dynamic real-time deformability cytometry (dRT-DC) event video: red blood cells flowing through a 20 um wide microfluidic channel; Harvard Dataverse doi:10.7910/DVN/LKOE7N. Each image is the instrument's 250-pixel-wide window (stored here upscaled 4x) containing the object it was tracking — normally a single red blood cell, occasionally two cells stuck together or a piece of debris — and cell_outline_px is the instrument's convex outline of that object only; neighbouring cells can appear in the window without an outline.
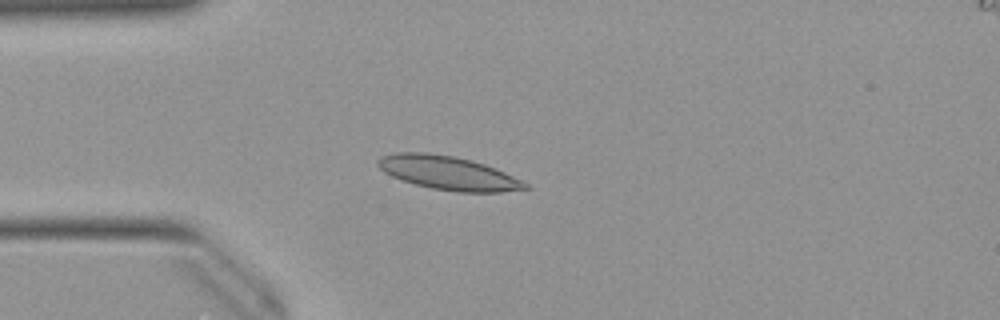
{"species": "Egyptian fruit bat (a non-hibernating species)", "species_latin": "Rousettus aegyptiacus", "temperature_condition": "warm", "stored_images_in_passage": 51, "camera_frame_rate_fps": 3000, "um_per_image_px": 0.085, "animal": {"sex": "female"}, "frame": {"image": 1, "passage_image": 13, "time_ms": 4.0, "image_size_px": [1000, 320], "cell_outline_px": [[532, 188], [500, 192], [456, 192], [432, 188], [416, 184], [392, 176], [384, 172], [376, 164], [376, 160], [380, 156], [396, 152], [424, 152], [456, 156], [472, 160], [484, 164], [504, 172], [528, 184]], "centroid_in_image_um": [38.08, 14.69], "position_along_channel_um": 46.9, "area_um2": 28.84}}
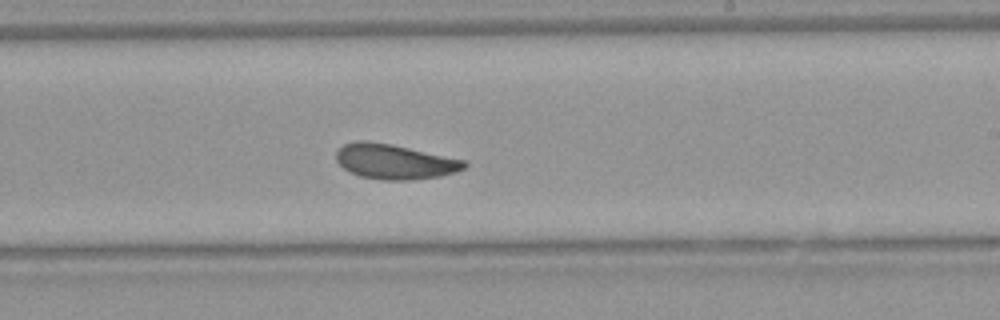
{"frame": {"image": 2, "passage_image": 30, "time_ms": 9.667, "image_size_px": [1000, 320], "cell_outline_px": [[468, 164], [464, 168], [456, 172], [440, 176], [412, 180], [384, 180], [360, 176], [348, 172], [336, 160], [336, 152], [344, 144], [356, 140], [368, 140], [392, 144], [464, 160]], "centroid_in_image_um": [33.52, 13.73], "position_along_channel_um": 255.5, "area_um2": 26.13}}
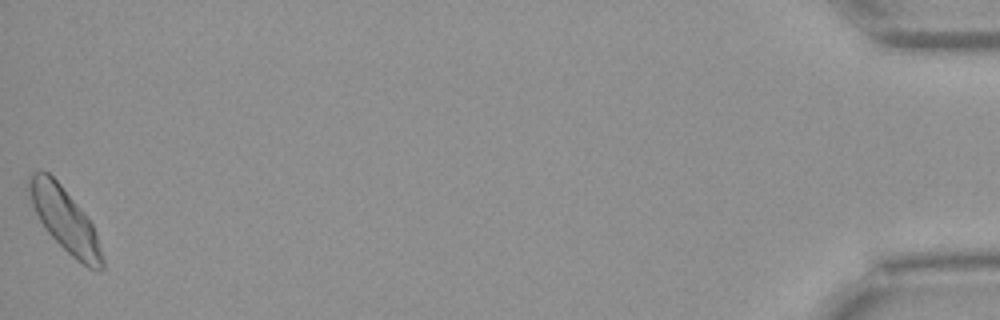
{"frame": {"image": 3, "passage_image": 51, "time_ms": 16.667, "image_size_px": [1000, 320], "cell_outline_px": [[104, 268], [100, 272], [96, 272], [88, 268], [76, 260], [44, 228], [24, 188], [28, 176], [32, 172], [48, 172], [60, 184], [92, 224], [96, 232], [104, 260]], "centroid_in_image_um": [5.49, 18.7], "position_along_channel_um": 429.7, "area_um2": 27.05}, "authors_computed_cell_mechanics": {"area_um2": 26.0678, "velocity_mm_per_s": 3.944, "shape_relaxation_time_tau1_ms": 4.6041, "shape_relaxation_time_tau2_ms": 3.313, "deformation_change_tau1": 0.1325, "deformation_change_tau2": 0.0651}}